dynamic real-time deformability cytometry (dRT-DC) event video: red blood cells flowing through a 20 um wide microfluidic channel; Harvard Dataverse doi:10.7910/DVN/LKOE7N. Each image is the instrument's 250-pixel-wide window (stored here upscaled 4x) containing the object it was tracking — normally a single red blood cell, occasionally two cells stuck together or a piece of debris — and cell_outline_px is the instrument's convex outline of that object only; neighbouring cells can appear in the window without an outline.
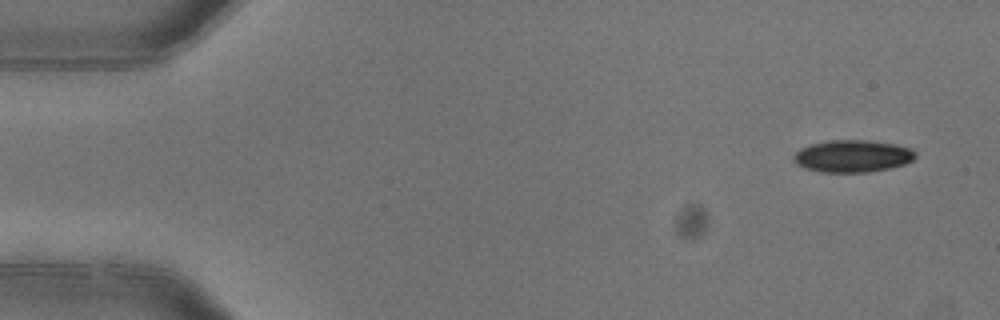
{"species": "common noctule bat (a hibernating species)", "species_latin": "Nyctalus noctula", "temperature_condition": "warm", "stored_images_in_passage": 4, "camera_frame_rate_fps": 3000, "um_per_image_px": 0.085, "animal": {"sex": "female"}, "frame": {"image": 1, "passage_image": 1, "time_ms": 0.0, "image_size_px": [1000, 320], "cell_outline_px": [[916, 156], [912, 160], [904, 164], [888, 168], [868, 172], [820, 172], [804, 168], [796, 164], [792, 160], [792, 156], [800, 148], [812, 144], [828, 140], [868, 140], [896, 144], [912, 148], [916, 152]], "centroid_in_image_um": [72.45, 13.26], "position_along_channel_um": 12.6, "area_um2": 23.0}}